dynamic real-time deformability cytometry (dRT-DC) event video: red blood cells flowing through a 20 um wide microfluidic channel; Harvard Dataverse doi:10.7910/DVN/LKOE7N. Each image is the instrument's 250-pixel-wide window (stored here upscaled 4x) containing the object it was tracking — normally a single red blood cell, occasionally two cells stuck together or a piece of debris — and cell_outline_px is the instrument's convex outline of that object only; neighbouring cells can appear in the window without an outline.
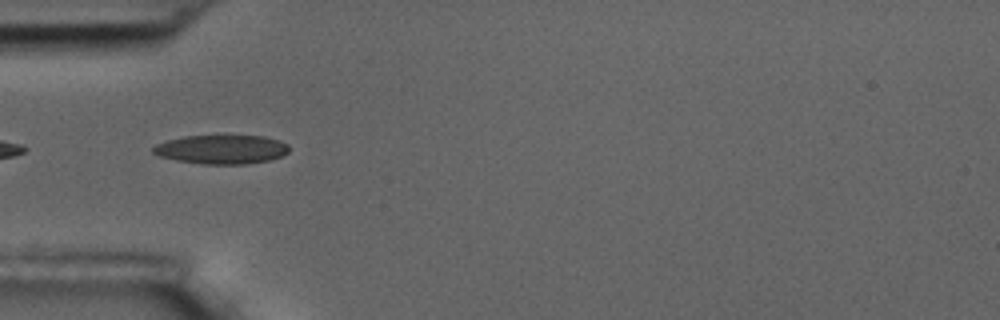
{"species": "common noctule bat (a hibernating species)", "species_latin": "Nyctalus noctula", "temperature_condition": "room temperature", "stored_images_in_passage": 11, "camera_frame_rate_fps": 3000, "um_per_image_px": 0.085, "animal": {"sex": "male", "body_mass_g": 17.5, "forearm_length_mm": 52.3}, "frame": {"image": 1, "passage_image": 2, "time_ms": 0.333, "image_size_px": [1000, 320], "cell_outline_px": [[288, 152], [280, 156], [268, 160], [244, 164], [200, 164], [176, 160], [160, 156], [152, 152], [152, 148], [156, 144], [168, 140], [184, 136], [264, 136], [280, 140], [288, 144]], "centroid_in_image_um": [18.82, 12.7], "position_along_channel_um": 66.2, "area_um2": 22.83}}